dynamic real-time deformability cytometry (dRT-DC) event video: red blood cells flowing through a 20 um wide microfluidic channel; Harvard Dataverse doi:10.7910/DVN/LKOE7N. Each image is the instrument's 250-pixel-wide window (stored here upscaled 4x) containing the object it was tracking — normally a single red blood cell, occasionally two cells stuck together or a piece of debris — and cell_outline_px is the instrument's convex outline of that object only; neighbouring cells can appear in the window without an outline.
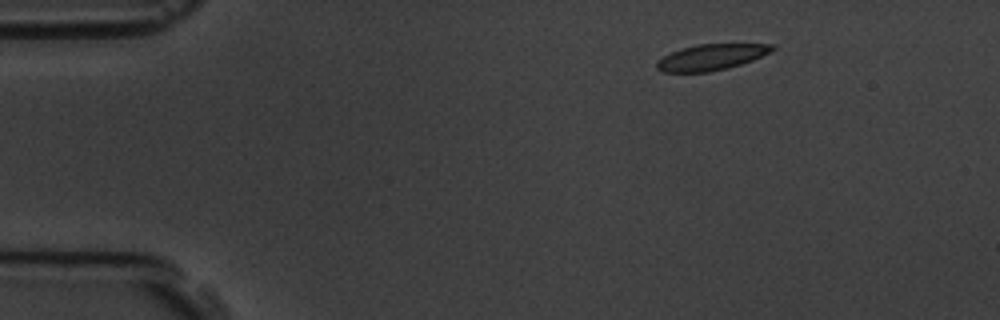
{"species": "common noctule bat (a hibernating species)", "species_latin": "Nyctalus noctula", "temperature_condition": "room temperature", "stored_images_in_passage": 50, "camera_frame_rate_fps": 3000, "um_per_image_px": 0.085, "animal": {"sex": "male", "body_mass_g": 19.5, "forearm_length_mm": 54.6}, "frame": {"image": 1, "passage_image": 1, "time_ms": 0.0, "image_size_px": [1000, 320], "cell_outline_px": [[776, 48], [752, 60], [728, 68], [708, 72], [664, 72], [656, 68], [656, 64], [664, 56], [680, 48], [696, 44], [776, 44]], "centroid_in_image_um": [60.45, 4.85], "position_along_channel_um": 24.6, "area_um2": 17.28}}
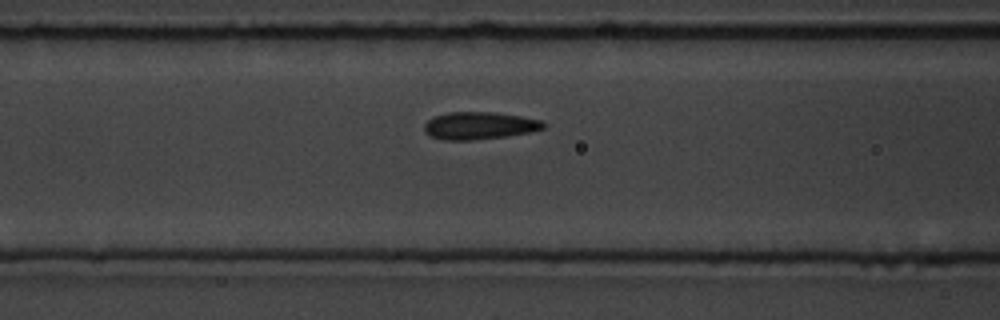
{"frame": {"image": 2, "passage_image": 16, "time_ms": 5.0, "image_size_px": [1000, 320], "cell_outline_px": [[548, 124], [544, 128], [532, 132], [508, 136], [472, 140], [444, 140], [432, 136], [424, 132], [424, 124], [428, 120], [436, 116], [448, 112], [492, 112], [520, 116], [544, 120]], "centroid_in_image_um": [40.8, 10.68], "position_along_channel_um": 125.8, "area_um2": 19.19}}
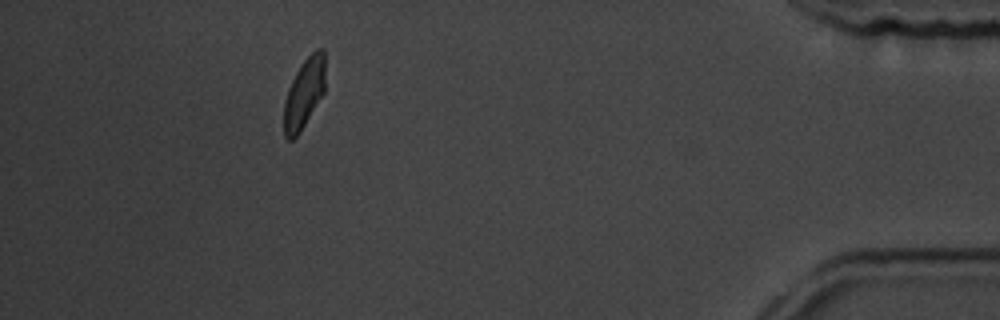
{"frame": {"image": 3, "passage_image": 45, "time_ms": 14.667, "image_size_px": [1000, 320], "cell_outline_px": [[324, 92], [300, 132], [292, 140], [288, 140], [284, 136], [284, 100], [288, 88], [296, 72], [304, 60], [316, 48], [324, 48]], "centroid_in_image_um": [25.84, 7.93], "position_along_channel_um": 409.4, "area_um2": 16.7}, "authors_computed_cell_mechanics": {"area_um2": 18.7561, "velocity_mm_per_s": 3.5157, "shape_relaxation_time_tau1_ms": 5.0795, "shape_relaxation_time_tau2_ms": 0.9988, "deformation_change_tau1": 0.1455, "deformation_change_tau2": 0.0638}}